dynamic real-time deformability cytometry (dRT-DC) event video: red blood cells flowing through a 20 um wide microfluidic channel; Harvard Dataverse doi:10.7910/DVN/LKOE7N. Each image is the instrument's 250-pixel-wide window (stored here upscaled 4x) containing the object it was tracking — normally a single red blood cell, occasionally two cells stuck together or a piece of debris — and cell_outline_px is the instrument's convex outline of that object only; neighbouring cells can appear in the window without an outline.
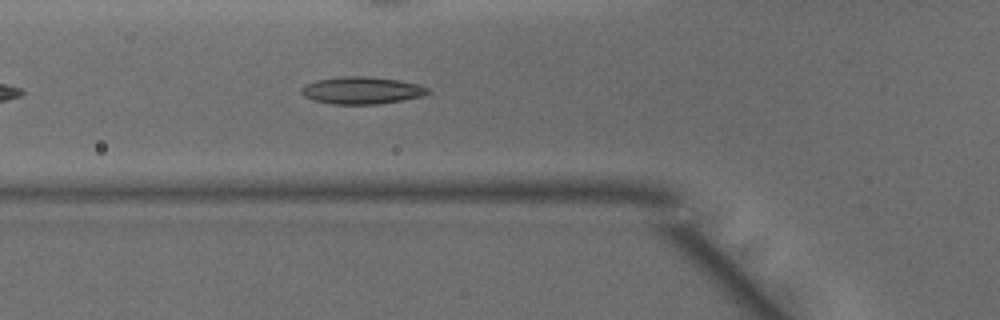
{"species": "common noctule bat (a hibernating species)", "species_latin": "Nyctalus noctula", "temperature_condition": "warm", "stored_images_in_passage": 37, "camera_frame_rate_fps": 3000, "um_per_image_px": 0.085, "animal": {"sex": "male", "body_mass_g": 15.6}, "frame": {"image": 1, "passage_image": 6, "time_ms": 1.667, "image_size_px": [1000, 320], "cell_outline_px": [[432, 92], [424, 96], [404, 100], [376, 104], [332, 104], [312, 100], [304, 96], [300, 92], [300, 88], [308, 84], [320, 80], [340, 76], [364, 76], [400, 80], [420, 84], [428, 88]], "centroid_in_image_um": [30.8, 7.69], "position_along_channel_um": 95.0, "area_um2": 20.17}}
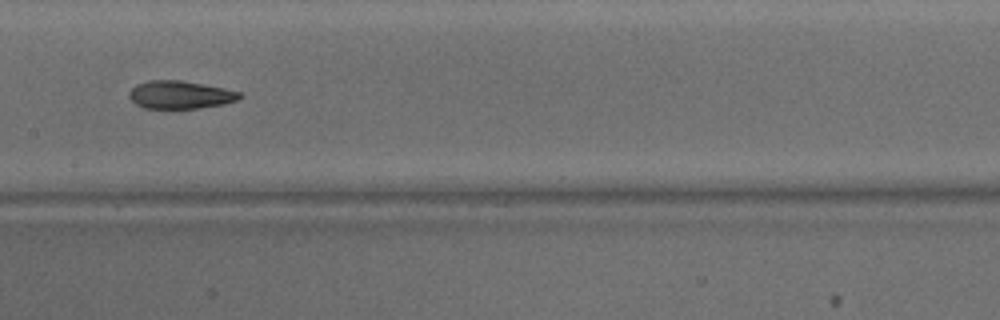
{"frame": {"image": 2, "passage_image": 13, "time_ms": 4.0, "image_size_px": [1000, 320], "cell_outline_px": [[244, 96], [240, 100], [224, 104], [200, 108], [144, 108], [136, 104], [128, 96], [128, 92], [136, 84], [148, 80], [180, 80], [224, 88], [240, 92]], "centroid_in_image_um": [15.33, 8.05], "position_along_channel_um": 192.1, "area_um2": 18.09}}
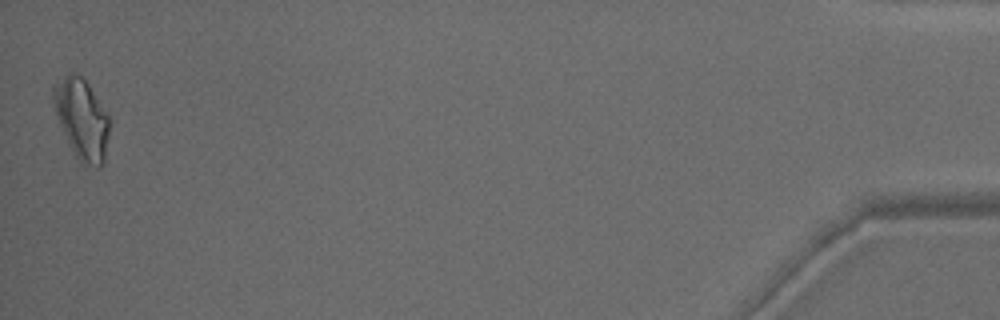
{"frame": {"image": 3, "passage_image": 37, "time_ms": 12.0, "image_size_px": [1000, 320], "cell_outline_px": [[108, 136], [104, 164], [100, 168], [88, 164], [80, 160], [76, 156], [56, 116], [52, 100], [52, 84], [64, 76], [72, 72], [80, 76], [88, 84], [108, 116]], "centroid_in_image_um": [6.92, 10.09], "position_along_channel_um": 428.3, "area_um2": 25.66}, "authors_computed_cell_mechanics": {"area_um2": 19.074, "velocity_mm_per_s": 4.1336, "shape_relaxation_time_tau1_ms": null, "shape_relaxation_time_tau2_ms": 2.4073, "deformation_change_tau1": null, "deformation_change_tau2": 0.0923}}